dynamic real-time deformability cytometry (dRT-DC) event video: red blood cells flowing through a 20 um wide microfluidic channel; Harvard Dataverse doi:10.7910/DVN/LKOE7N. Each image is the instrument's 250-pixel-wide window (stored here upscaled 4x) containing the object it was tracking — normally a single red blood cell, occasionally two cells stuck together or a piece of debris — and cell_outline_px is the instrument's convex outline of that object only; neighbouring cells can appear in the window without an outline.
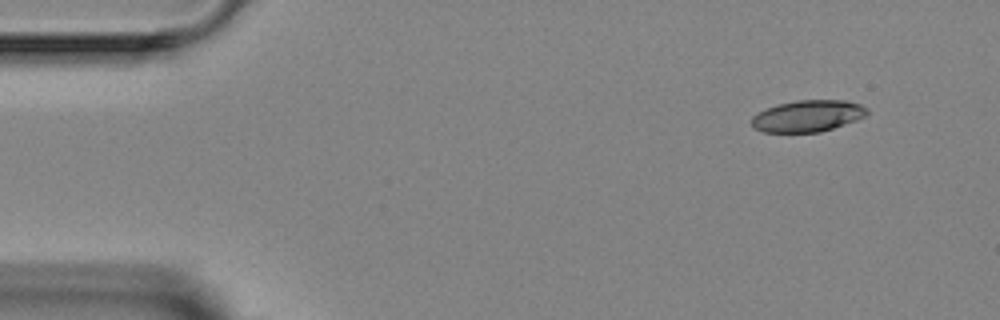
{"species": "Egyptian fruit bat (a non-hibernating species)", "species_latin": "Rousettus aegyptiacus", "temperature_condition": "room temperature", "stored_images_in_passage": 4, "camera_frame_rate_fps": 3000, "um_per_image_px": 0.085, "animal": {"sex": "female"}, "frame": {"image": 1, "passage_image": 1, "time_ms": 0.0, "image_size_px": [1000, 320], "cell_outline_px": [[868, 112], [864, 116], [856, 120], [820, 132], [764, 132], [752, 128], [752, 116], [756, 112], [764, 108], [776, 104], [796, 100], [848, 100], [860, 104], [868, 108]], "centroid_in_image_um": [68.61, 9.84], "position_along_channel_um": 16.4, "area_um2": 21.44}}
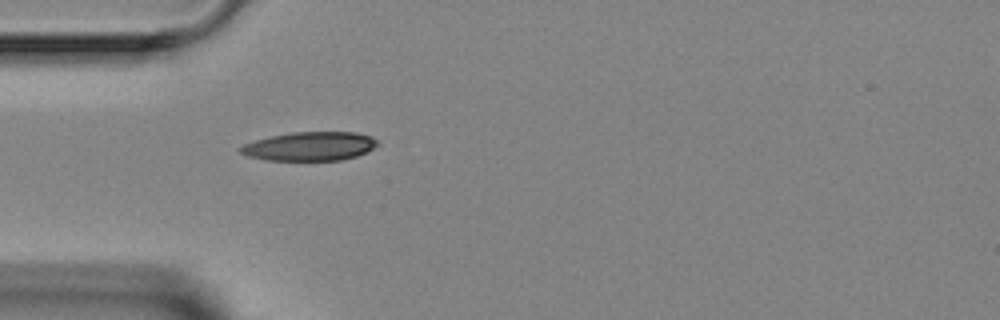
{"frame": {"image": 2, "passage_image": 4, "time_ms": 3.333, "image_size_px": [1000, 320], "cell_outline_px": [[380, 144], [356, 156], [340, 160], [264, 160], [248, 156], [240, 152], [236, 148], [244, 144], [256, 140], [272, 136], [292, 132], [356, 132], [372, 136], [380, 140]], "centroid_in_image_um": [26.35, 12.43], "position_along_channel_um": 58.7, "area_um2": 23.06}}